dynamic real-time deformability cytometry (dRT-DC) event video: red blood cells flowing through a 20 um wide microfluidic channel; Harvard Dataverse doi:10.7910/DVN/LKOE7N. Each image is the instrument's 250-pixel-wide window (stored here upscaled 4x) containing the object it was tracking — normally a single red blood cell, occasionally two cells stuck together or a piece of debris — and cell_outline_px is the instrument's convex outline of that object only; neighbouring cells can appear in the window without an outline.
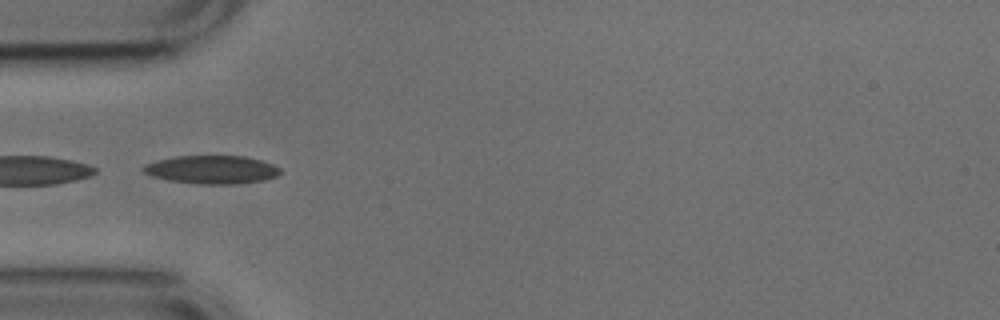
{"species": "common noctule bat (a hibernating species)", "species_latin": "Nyctalus noctula", "temperature_condition": "cold", "stored_images_in_passage": 31, "camera_frame_rate_fps": 3000, "um_per_image_px": 0.085, "animal": {"sex": "male", "body_mass_g": 17.9, "forearm_length_mm": 54.2}, "frame": {"image": 1, "passage_image": 1, "time_ms": 0.0, "image_size_px": [1000, 320], "cell_outline_px": [[280, 172], [276, 176], [264, 180], [236, 184], [200, 184], [168, 180], [152, 176], [144, 172], [140, 168], [144, 164], [176, 156], [244, 156], [260, 160], [272, 164], [280, 168]], "centroid_in_image_um": [17.99, 14.42], "position_along_channel_um": 67.0, "area_um2": 22.43}}
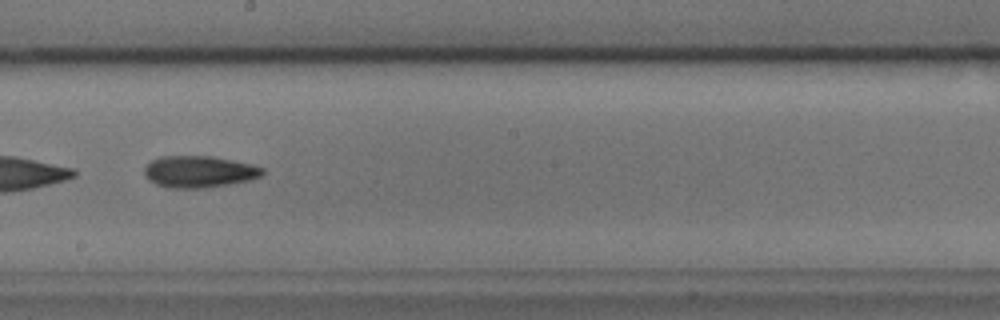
{"frame": {"image": 2, "passage_image": 14, "time_ms": 4.333, "image_size_px": [1000, 320], "cell_outline_px": [[264, 172], [260, 176], [248, 180], [228, 184], [204, 188], [168, 188], [156, 184], [148, 180], [144, 176], [144, 168], [152, 160], [160, 156], [212, 156], [252, 164], [264, 168]], "centroid_in_image_um": [16.89, 14.59], "position_along_channel_um": 231.3, "area_um2": 21.85}, "authors_computed_cell_mechanics": {"area_um2": 21.0392, "velocity_mm_per_s": 3.7793, "shape_relaxation_time_tau1_ms": 6.4033, "shape_relaxation_time_tau2_ms": 4.9316, "deformation_change_tau1": 0.1296, "deformation_change_tau2": 0.1292}}